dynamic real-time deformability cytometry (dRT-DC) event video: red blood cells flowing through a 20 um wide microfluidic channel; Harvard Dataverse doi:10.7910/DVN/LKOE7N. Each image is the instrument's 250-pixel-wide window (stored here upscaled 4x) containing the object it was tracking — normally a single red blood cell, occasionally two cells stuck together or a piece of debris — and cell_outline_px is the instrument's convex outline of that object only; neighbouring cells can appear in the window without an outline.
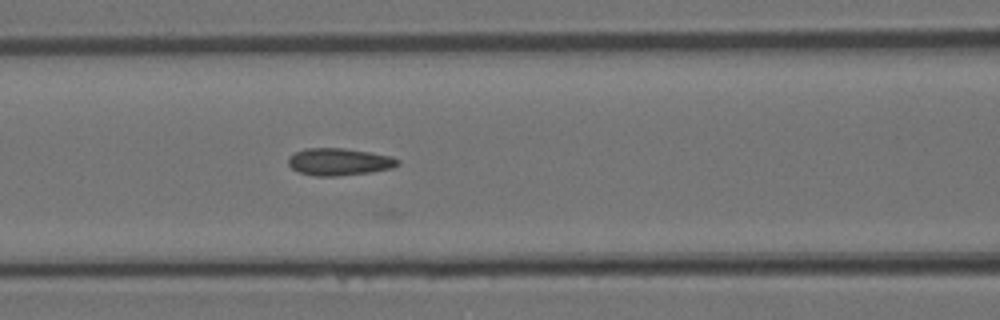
{"species": "Egyptian fruit bat (a non-hibernating species)", "species_latin": "Rousettus aegyptiacus", "temperature_condition": "room temperature", "stored_images_in_passage": 17, "camera_frame_rate_fps": 3000, "um_per_image_px": 0.085, "animal": {"sex": "female"}, "frame": {"image": 1, "passage_image": 10, "time_ms": 3.0, "image_size_px": [1000, 320], "cell_outline_px": [[400, 164], [392, 168], [372, 172], [336, 176], [316, 176], [300, 172], [292, 168], [288, 164], [288, 156], [296, 152], [308, 148], [344, 148], [368, 152], [388, 156], [400, 160]], "centroid_in_image_um": [28.82, 13.76], "position_along_channel_um": 137.8, "area_um2": 17.22}}
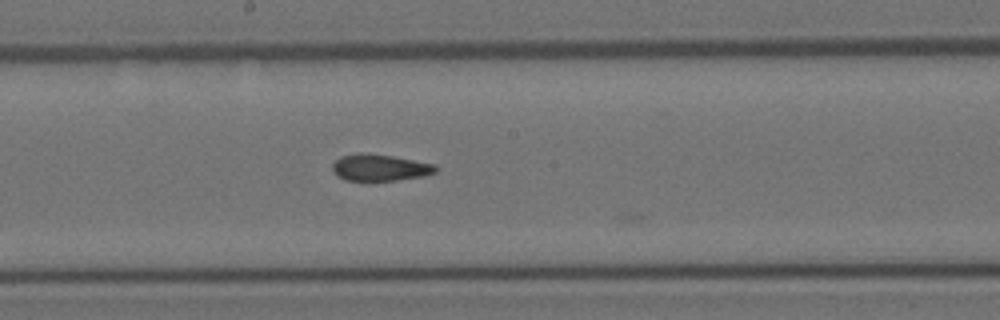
{"frame": {"image": 2, "passage_image": 15, "time_ms": 4.667, "image_size_px": [1000, 320], "cell_outline_px": [[440, 168], [436, 172], [424, 176], [396, 180], [344, 180], [336, 176], [332, 168], [332, 164], [340, 156], [392, 156], [436, 164]], "centroid_in_image_um": [32.37, 14.29], "position_along_channel_um": 215.8, "area_um2": 15.37}}